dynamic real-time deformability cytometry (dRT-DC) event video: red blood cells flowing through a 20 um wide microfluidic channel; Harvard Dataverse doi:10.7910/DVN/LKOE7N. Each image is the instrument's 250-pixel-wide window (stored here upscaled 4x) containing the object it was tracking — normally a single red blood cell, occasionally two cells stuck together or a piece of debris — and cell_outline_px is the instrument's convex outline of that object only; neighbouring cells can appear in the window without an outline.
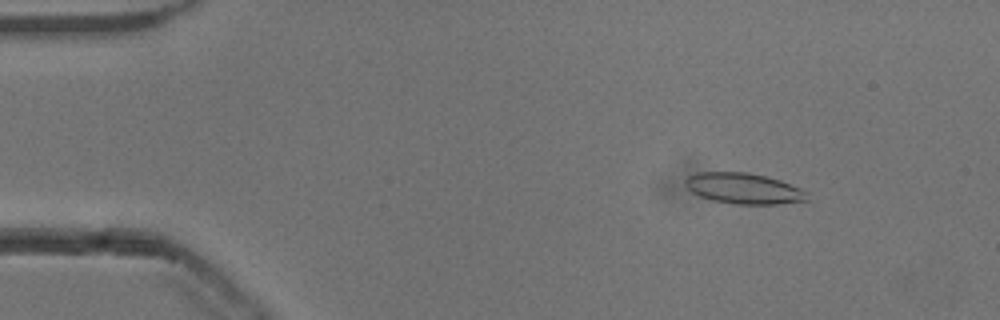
{"species": "common noctule bat (a hibernating species)", "species_latin": "Nyctalus noctula", "temperature_condition": "cold", "stored_images_in_passage": 53, "camera_frame_rate_fps": 3000, "um_per_image_px": 0.085, "animal": {"sex": "male", "body_mass_g": 13.3}, "frame": {"image": 1, "passage_image": 7, "time_ms": 2.0, "image_size_px": [1000, 320], "cell_outline_px": [[808, 200], [780, 204], [732, 204], [712, 200], [700, 196], [692, 192], [684, 184], [684, 180], [688, 176], [696, 172], [748, 172], [768, 176], [780, 180], [800, 188], [808, 192]], "centroid_in_image_um": [63.22, 16.01], "position_along_channel_um": 21.8, "area_um2": 22.08}}
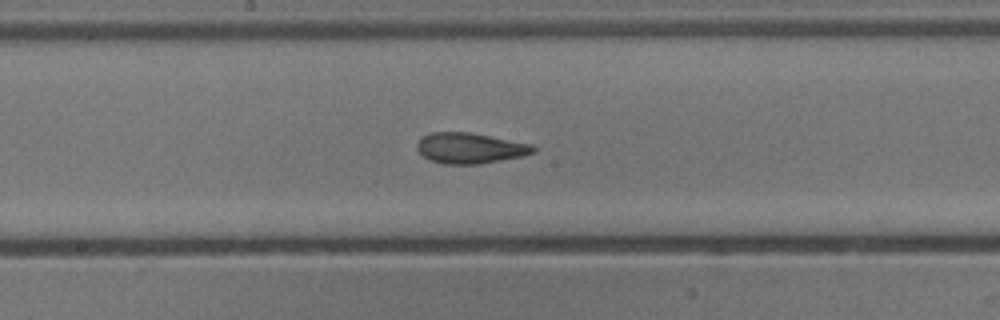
{"frame": {"image": 2, "passage_image": 28, "time_ms": 9.0, "image_size_px": [1000, 320], "cell_outline_px": [[536, 152], [520, 156], [480, 164], [444, 164], [428, 160], [416, 148], [416, 144], [424, 136], [432, 132], [468, 132], [532, 144], [536, 148]], "centroid_in_image_um": [39.94, 12.59], "position_along_channel_um": 208.3, "area_um2": 20.58}}
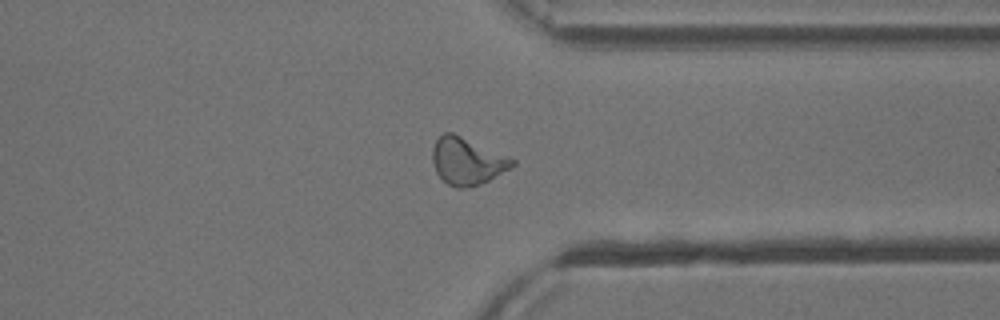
{"frame": {"image": 3, "passage_image": 41, "time_ms": 13.333, "image_size_px": [1000, 320], "cell_outline_px": [[516, 164], [512, 168], [480, 184], [468, 188], [456, 188], [448, 184], [436, 172], [432, 160], [432, 148], [436, 140], [444, 132], [452, 132], [516, 160]], "centroid_in_image_um": [39.7, 13.71], "position_along_channel_um": 371.7, "area_um2": 21.73}, "authors_computed_cell_mechanics": {"area_um2": 21.2126, "velocity_mm_per_s": 3.8321, "shape_relaxation_time_tau1_ms": 10.755, "shape_relaxation_time_tau2_ms": 1.8417, "deformation_change_tau1": 0.2413, "deformation_change_tau2": 0.0927}}